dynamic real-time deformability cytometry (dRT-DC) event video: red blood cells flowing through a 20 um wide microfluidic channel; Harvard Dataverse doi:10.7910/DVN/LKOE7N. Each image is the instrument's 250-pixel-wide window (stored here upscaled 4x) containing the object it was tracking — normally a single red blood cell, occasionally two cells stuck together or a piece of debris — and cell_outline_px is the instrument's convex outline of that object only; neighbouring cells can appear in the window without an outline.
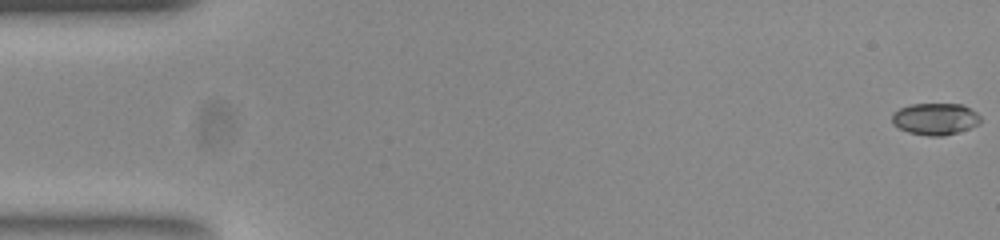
{"species": "common noctule bat (a hibernating species)", "species_latin": "Nyctalus noctula", "temperature_condition": "room temperature", "stored_images_in_passage": 53, "camera_frame_rate_fps": 3000, "um_per_image_px": 0.085, "animal": {"sex": "female", "body_mass_g": 23.0, "forearm_length_mm": 53.4}, "frame": {"image": 1, "passage_image": 1, "time_ms": 0.0, "image_size_px": [1000, 240], "cell_outline_px": [[980, 124], [944, 136], [928, 136], [908, 132], [892, 124], [892, 112], [900, 108], [912, 104], [964, 104], [976, 112], [980, 116]], "centroid_in_image_um": [79.49, 10.1], "position_along_channel_um": 5.5, "area_um2": 16.42}}
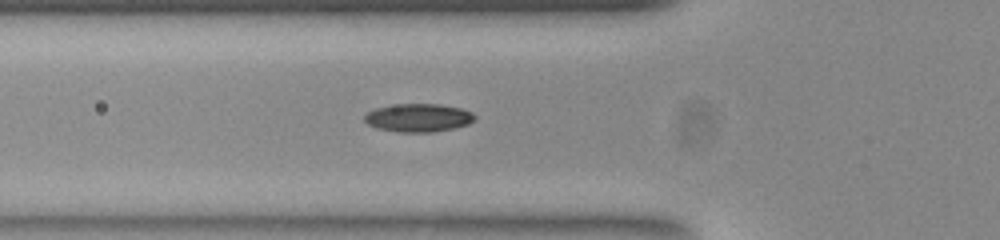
{"frame": {"image": 2, "passage_image": 19, "time_ms": 6.0, "image_size_px": [1000, 240], "cell_outline_px": [[476, 120], [468, 124], [452, 128], [432, 132], [400, 132], [380, 128], [368, 124], [364, 120], [364, 116], [372, 108], [396, 104], [440, 104], [460, 108], [472, 112], [476, 116]], "centroid_in_image_um": [35.57, 9.99], "position_along_channel_um": 90.2, "area_um2": 18.09}}
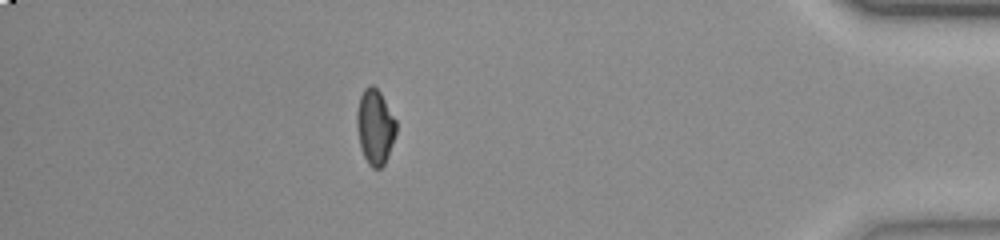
{"frame": {"image": 3, "passage_image": 47, "time_ms": 15.333, "image_size_px": [1000, 240], "cell_outline_px": [[396, 132], [384, 164], [380, 168], [372, 168], [368, 164], [364, 156], [360, 144], [356, 124], [356, 112], [360, 96], [364, 88], [368, 84], [372, 84], [380, 92], [396, 120]], "centroid_in_image_um": [31.86, 10.75], "position_along_channel_um": 403.3, "area_um2": 17.05}, "authors_computed_cell_mechanics": {"area_um2": 17.051, "velocity_mm_per_s": 3.8741, "shape_relaxation_time_tau1_ms": 8.3168, "shape_relaxation_time_tau2_ms": 6.0944, "deformation_change_tau1": 0.2218, "deformation_change_tau2": 0.0949}}